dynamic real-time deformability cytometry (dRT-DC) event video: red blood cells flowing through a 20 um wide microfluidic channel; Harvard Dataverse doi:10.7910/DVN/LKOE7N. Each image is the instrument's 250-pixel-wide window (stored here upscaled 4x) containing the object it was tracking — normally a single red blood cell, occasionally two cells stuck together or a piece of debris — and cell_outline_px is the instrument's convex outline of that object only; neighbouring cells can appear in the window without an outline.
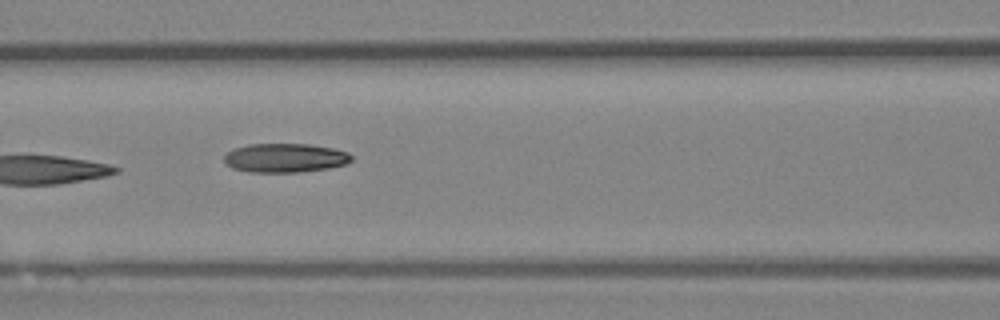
{"species": "Egyptian fruit bat (a non-hibernating species)", "species_latin": "Rousettus aegyptiacus", "temperature_condition": "room temperature", "stored_images_in_passage": 9, "camera_frame_rate_fps": 3000, "um_per_image_px": 0.085, "animal": {"sex": "female"}, "frame": {"image": 1, "passage_image": 7, "time_ms": 2.0, "image_size_px": [1000, 320], "cell_outline_px": [[352, 160], [344, 164], [328, 168], [300, 172], [248, 172], [232, 168], [224, 164], [224, 156], [228, 152], [236, 148], [248, 144], [308, 144], [332, 148], [348, 152], [352, 156]], "centroid_in_image_um": [24.2, 13.42], "position_along_channel_um": 142.4, "area_um2": 21.5}}
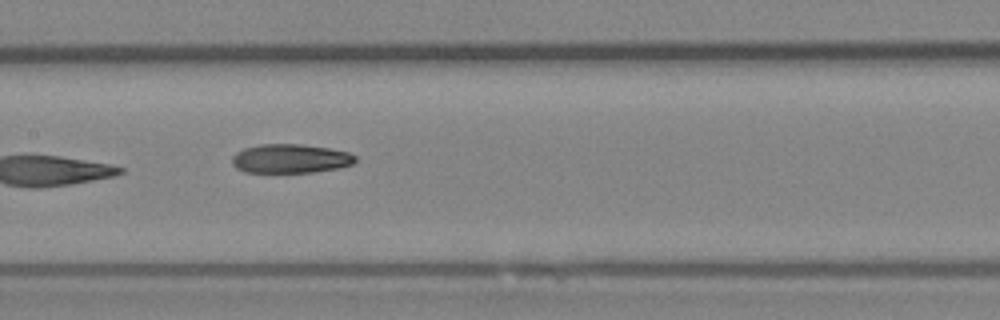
{"frame": {"image": 2, "passage_image": 8, "time_ms": 2.333, "image_size_px": [1000, 320], "cell_outline_px": [[356, 160], [352, 164], [340, 168], [312, 172], [244, 172], [236, 168], [232, 164], [232, 156], [236, 152], [244, 148], [260, 144], [300, 144], [328, 148], [348, 152], [356, 156]], "centroid_in_image_um": [24.67, 13.48], "position_along_channel_um": 182.7, "area_um2": 20.87}}